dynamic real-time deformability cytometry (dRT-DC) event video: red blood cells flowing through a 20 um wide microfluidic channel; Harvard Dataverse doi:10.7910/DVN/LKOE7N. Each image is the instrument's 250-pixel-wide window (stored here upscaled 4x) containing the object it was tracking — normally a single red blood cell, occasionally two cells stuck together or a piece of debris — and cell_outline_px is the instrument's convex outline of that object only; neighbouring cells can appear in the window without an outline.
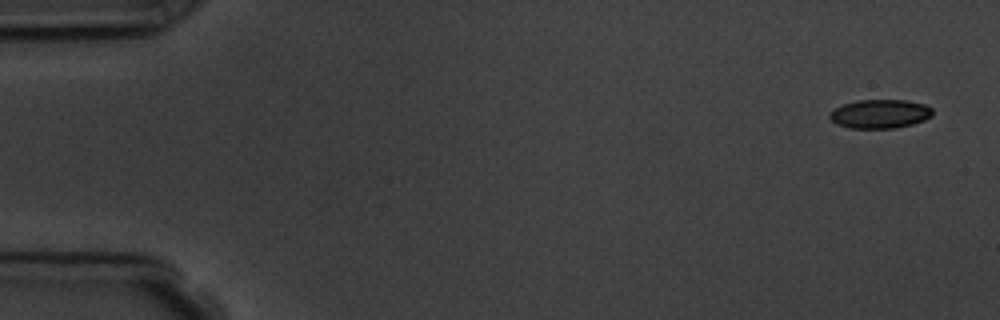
{"species": "common noctule bat (a hibernating species)", "species_latin": "Nyctalus noctula", "temperature_condition": "room temperature", "stored_images_in_passage": 4, "camera_frame_rate_fps": 3000, "um_per_image_px": 0.085, "animal": {"sex": "male", "body_mass_g": 19.5, "forearm_length_mm": 54.6}, "frame": {"image": 1, "passage_image": 1, "time_ms": 0.0, "image_size_px": [1000, 320], "cell_outline_px": [[932, 116], [924, 120], [912, 124], [896, 128], [848, 128], [836, 124], [828, 116], [836, 108], [844, 104], [856, 100], [908, 100], [924, 104], [932, 108]], "centroid_in_image_um": [74.81, 9.68], "position_along_channel_um": 10.2, "area_um2": 17.28}}
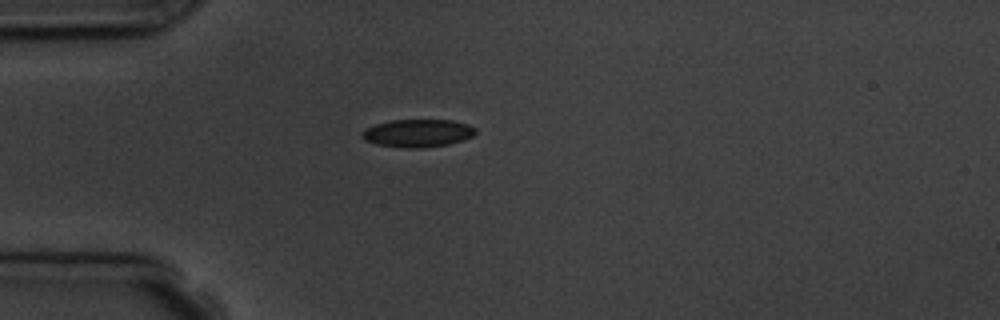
{"frame": {"image": 2, "passage_image": 4, "time_ms": 4.333, "image_size_px": [1000, 320], "cell_outline_px": [[476, 132], [472, 136], [448, 144], [424, 148], [400, 148], [376, 144], [364, 140], [360, 136], [364, 128], [376, 124], [392, 120], [452, 120], [468, 124], [476, 128]], "centroid_in_image_um": [35.47, 11.32], "position_along_channel_um": 49.5, "area_um2": 18.5}}